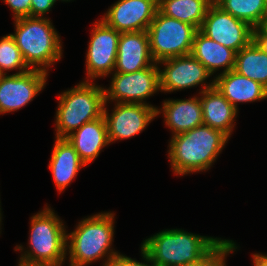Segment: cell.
Instances as JSON below:
<instances>
[{
  "label": "cell",
  "instance_id": "6da1fadb",
  "mask_svg": "<svg viewBox=\"0 0 267 266\" xmlns=\"http://www.w3.org/2000/svg\"><path fill=\"white\" fill-rule=\"evenodd\" d=\"M228 139L222 131L207 125L173 136L168 154L174 173L185 175L208 170Z\"/></svg>",
  "mask_w": 267,
  "mask_h": 266
},
{
  "label": "cell",
  "instance_id": "7a4b0ae2",
  "mask_svg": "<svg viewBox=\"0 0 267 266\" xmlns=\"http://www.w3.org/2000/svg\"><path fill=\"white\" fill-rule=\"evenodd\" d=\"M221 241L182 229H166L145 239L141 248L154 266H188L200 262Z\"/></svg>",
  "mask_w": 267,
  "mask_h": 266
},
{
  "label": "cell",
  "instance_id": "3957f363",
  "mask_svg": "<svg viewBox=\"0 0 267 266\" xmlns=\"http://www.w3.org/2000/svg\"><path fill=\"white\" fill-rule=\"evenodd\" d=\"M14 21L16 28L11 36L27 66L47 73V68L62 56L60 36L51 21L46 17H23Z\"/></svg>",
  "mask_w": 267,
  "mask_h": 266
},
{
  "label": "cell",
  "instance_id": "277c9868",
  "mask_svg": "<svg viewBox=\"0 0 267 266\" xmlns=\"http://www.w3.org/2000/svg\"><path fill=\"white\" fill-rule=\"evenodd\" d=\"M113 223L114 213L111 212L95 214L80 221L76 230L67 234L66 248H69L70 266H86L106 256L105 266L117 255L118 252L111 249Z\"/></svg>",
  "mask_w": 267,
  "mask_h": 266
},
{
  "label": "cell",
  "instance_id": "5b68a950",
  "mask_svg": "<svg viewBox=\"0 0 267 266\" xmlns=\"http://www.w3.org/2000/svg\"><path fill=\"white\" fill-rule=\"evenodd\" d=\"M89 80L59 95L56 112V138H66L83 124L103 116L104 88Z\"/></svg>",
  "mask_w": 267,
  "mask_h": 266
},
{
  "label": "cell",
  "instance_id": "8992f818",
  "mask_svg": "<svg viewBox=\"0 0 267 266\" xmlns=\"http://www.w3.org/2000/svg\"><path fill=\"white\" fill-rule=\"evenodd\" d=\"M30 250L20 260L33 264L61 266L67 254L65 225L49 207L31 217Z\"/></svg>",
  "mask_w": 267,
  "mask_h": 266
},
{
  "label": "cell",
  "instance_id": "52a82bcc",
  "mask_svg": "<svg viewBox=\"0 0 267 266\" xmlns=\"http://www.w3.org/2000/svg\"><path fill=\"white\" fill-rule=\"evenodd\" d=\"M198 29L190 24L168 17L157 10L147 29L153 60L189 55Z\"/></svg>",
  "mask_w": 267,
  "mask_h": 266
},
{
  "label": "cell",
  "instance_id": "ba28073f",
  "mask_svg": "<svg viewBox=\"0 0 267 266\" xmlns=\"http://www.w3.org/2000/svg\"><path fill=\"white\" fill-rule=\"evenodd\" d=\"M157 65L133 73L114 72L110 87L104 88L105 104L109 100L147 104L143 100L160 90V68Z\"/></svg>",
  "mask_w": 267,
  "mask_h": 266
},
{
  "label": "cell",
  "instance_id": "9c48e42d",
  "mask_svg": "<svg viewBox=\"0 0 267 266\" xmlns=\"http://www.w3.org/2000/svg\"><path fill=\"white\" fill-rule=\"evenodd\" d=\"M253 30L246 22L235 18L213 2L199 31L236 53L253 41Z\"/></svg>",
  "mask_w": 267,
  "mask_h": 266
},
{
  "label": "cell",
  "instance_id": "30bf717a",
  "mask_svg": "<svg viewBox=\"0 0 267 266\" xmlns=\"http://www.w3.org/2000/svg\"><path fill=\"white\" fill-rule=\"evenodd\" d=\"M160 109L149 104L116 103L109 114L104 106L103 116L107 125L109 142L131 138L143 131Z\"/></svg>",
  "mask_w": 267,
  "mask_h": 266
},
{
  "label": "cell",
  "instance_id": "8fae6325",
  "mask_svg": "<svg viewBox=\"0 0 267 266\" xmlns=\"http://www.w3.org/2000/svg\"><path fill=\"white\" fill-rule=\"evenodd\" d=\"M86 54L87 77H106L115 70L120 32L102 20L94 23Z\"/></svg>",
  "mask_w": 267,
  "mask_h": 266
},
{
  "label": "cell",
  "instance_id": "7c38bea8",
  "mask_svg": "<svg viewBox=\"0 0 267 266\" xmlns=\"http://www.w3.org/2000/svg\"><path fill=\"white\" fill-rule=\"evenodd\" d=\"M47 73L29 70L26 73L2 75L0 78V114L26 106L45 87Z\"/></svg>",
  "mask_w": 267,
  "mask_h": 266
},
{
  "label": "cell",
  "instance_id": "4fadbf2b",
  "mask_svg": "<svg viewBox=\"0 0 267 266\" xmlns=\"http://www.w3.org/2000/svg\"><path fill=\"white\" fill-rule=\"evenodd\" d=\"M158 10V0H118L101 19L120 33L147 31Z\"/></svg>",
  "mask_w": 267,
  "mask_h": 266
},
{
  "label": "cell",
  "instance_id": "5bb4252c",
  "mask_svg": "<svg viewBox=\"0 0 267 266\" xmlns=\"http://www.w3.org/2000/svg\"><path fill=\"white\" fill-rule=\"evenodd\" d=\"M157 64H165L164 69L159 70V80L160 91L166 93L207 83L205 80L212 75L191 54L168 58Z\"/></svg>",
  "mask_w": 267,
  "mask_h": 266
},
{
  "label": "cell",
  "instance_id": "9a60e30c",
  "mask_svg": "<svg viewBox=\"0 0 267 266\" xmlns=\"http://www.w3.org/2000/svg\"><path fill=\"white\" fill-rule=\"evenodd\" d=\"M147 31L120 33L115 72L133 73L154 65Z\"/></svg>",
  "mask_w": 267,
  "mask_h": 266
},
{
  "label": "cell",
  "instance_id": "2e32d148",
  "mask_svg": "<svg viewBox=\"0 0 267 266\" xmlns=\"http://www.w3.org/2000/svg\"><path fill=\"white\" fill-rule=\"evenodd\" d=\"M200 92L203 113V125L218 129L229 138L233 131L236 109L214 86V80L210 84H204Z\"/></svg>",
  "mask_w": 267,
  "mask_h": 266
},
{
  "label": "cell",
  "instance_id": "e0dca14e",
  "mask_svg": "<svg viewBox=\"0 0 267 266\" xmlns=\"http://www.w3.org/2000/svg\"><path fill=\"white\" fill-rule=\"evenodd\" d=\"M214 86L236 108L238 102H254L267 98V89L235 70L221 73L214 79Z\"/></svg>",
  "mask_w": 267,
  "mask_h": 266
},
{
  "label": "cell",
  "instance_id": "ac0fdd59",
  "mask_svg": "<svg viewBox=\"0 0 267 266\" xmlns=\"http://www.w3.org/2000/svg\"><path fill=\"white\" fill-rule=\"evenodd\" d=\"M66 138L86 165L94 161L102 148L110 143L104 116L83 124Z\"/></svg>",
  "mask_w": 267,
  "mask_h": 266
},
{
  "label": "cell",
  "instance_id": "d6986e66",
  "mask_svg": "<svg viewBox=\"0 0 267 266\" xmlns=\"http://www.w3.org/2000/svg\"><path fill=\"white\" fill-rule=\"evenodd\" d=\"M165 117L166 125L172 130V136L187 132L195 127L203 125V113L201 99L164 100L160 108Z\"/></svg>",
  "mask_w": 267,
  "mask_h": 266
},
{
  "label": "cell",
  "instance_id": "ffe728a7",
  "mask_svg": "<svg viewBox=\"0 0 267 266\" xmlns=\"http://www.w3.org/2000/svg\"><path fill=\"white\" fill-rule=\"evenodd\" d=\"M85 166L67 138H56L49 169L60 193L73 181L79 169Z\"/></svg>",
  "mask_w": 267,
  "mask_h": 266
},
{
  "label": "cell",
  "instance_id": "44dd1931",
  "mask_svg": "<svg viewBox=\"0 0 267 266\" xmlns=\"http://www.w3.org/2000/svg\"><path fill=\"white\" fill-rule=\"evenodd\" d=\"M190 54L200 61L211 74L222 67H224L222 73L235 68L236 52L209 39L199 30L195 34Z\"/></svg>",
  "mask_w": 267,
  "mask_h": 266
},
{
  "label": "cell",
  "instance_id": "7402d4cb",
  "mask_svg": "<svg viewBox=\"0 0 267 266\" xmlns=\"http://www.w3.org/2000/svg\"><path fill=\"white\" fill-rule=\"evenodd\" d=\"M214 0H158V10L198 30Z\"/></svg>",
  "mask_w": 267,
  "mask_h": 266
},
{
  "label": "cell",
  "instance_id": "603a6c76",
  "mask_svg": "<svg viewBox=\"0 0 267 266\" xmlns=\"http://www.w3.org/2000/svg\"><path fill=\"white\" fill-rule=\"evenodd\" d=\"M234 70L267 89V53L254 41L236 53Z\"/></svg>",
  "mask_w": 267,
  "mask_h": 266
},
{
  "label": "cell",
  "instance_id": "cb8c5ba5",
  "mask_svg": "<svg viewBox=\"0 0 267 266\" xmlns=\"http://www.w3.org/2000/svg\"><path fill=\"white\" fill-rule=\"evenodd\" d=\"M224 11L257 28L267 13V0H214Z\"/></svg>",
  "mask_w": 267,
  "mask_h": 266
},
{
  "label": "cell",
  "instance_id": "d4e9b609",
  "mask_svg": "<svg viewBox=\"0 0 267 266\" xmlns=\"http://www.w3.org/2000/svg\"><path fill=\"white\" fill-rule=\"evenodd\" d=\"M13 69H19V72L15 74L26 73L31 70L27 66L14 38L9 34L0 39V72L5 75L7 74L5 71Z\"/></svg>",
  "mask_w": 267,
  "mask_h": 266
},
{
  "label": "cell",
  "instance_id": "484cf974",
  "mask_svg": "<svg viewBox=\"0 0 267 266\" xmlns=\"http://www.w3.org/2000/svg\"><path fill=\"white\" fill-rule=\"evenodd\" d=\"M236 244L232 240H222L205 258L196 264L188 266H226V255L236 250Z\"/></svg>",
  "mask_w": 267,
  "mask_h": 266
},
{
  "label": "cell",
  "instance_id": "4316f807",
  "mask_svg": "<svg viewBox=\"0 0 267 266\" xmlns=\"http://www.w3.org/2000/svg\"><path fill=\"white\" fill-rule=\"evenodd\" d=\"M141 254L143 256V259H145V261H147L148 263L150 262L151 265L146 263H140L134 259H131L130 257L118 253L105 266H154L148 254L142 248Z\"/></svg>",
  "mask_w": 267,
  "mask_h": 266
},
{
  "label": "cell",
  "instance_id": "83f0119b",
  "mask_svg": "<svg viewBox=\"0 0 267 266\" xmlns=\"http://www.w3.org/2000/svg\"><path fill=\"white\" fill-rule=\"evenodd\" d=\"M14 12V19L31 17V0H3Z\"/></svg>",
  "mask_w": 267,
  "mask_h": 266
},
{
  "label": "cell",
  "instance_id": "f1b7e54d",
  "mask_svg": "<svg viewBox=\"0 0 267 266\" xmlns=\"http://www.w3.org/2000/svg\"><path fill=\"white\" fill-rule=\"evenodd\" d=\"M57 0H31V17L43 18Z\"/></svg>",
  "mask_w": 267,
  "mask_h": 266
},
{
  "label": "cell",
  "instance_id": "f546056e",
  "mask_svg": "<svg viewBox=\"0 0 267 266\" xmlns=\"http://www.w3.org/2000/svg\"><path fill=\"white\" fill-rule=\"evenodd\" d=\"M253 41L267 53V32L260 26L253 30Z\"/></svg>",
  "mask_w": 267,
  "mask_h": 266
},
{
  "label": "cell",
  "instance_id": "4dcf8cb0",
  "mask_svg": "<svg viewBox=\"0 0 267 266\" xmlns=\"http://www.w3.org/2000/svg\"><path fill=\"white\" fill-rule=\"evenodd\" d=\"M254 266H267V255L253 254Z\"/></svg>",
  "mask_w": 267,
  "mask_h": 266
},
{
  "label": "cell",
  "instance_id": "1f68e13d",
  "mask_svg": "<svg viewBox=\"0 0 267 266\" xmlns=\"http://www.w3.org/2000/svg\"><path fill=\"white\" fill-rule=\"evenodd\" d=\"M18 266H56L51 264H33L19 260Z\"/></svg>",
  "mask_w": 267,
  "mask_h": 266
},
{
  "label": "cell",
  "instance_id": "d6a6232c",
  "mask_svg": "<svg viewBox=\"0 0 267 266\" xmlns=\"http://www.w3.org/2000/svg\"><path fill=\"white\" fill-rule=\"evenodd\" d=\"M260 27L265 31L267 32V13L263 19V22L261 23Z\"/></svg>",
  "mask_w": 267,
  "mask_h": 266
},
{
  "label": "cell",
  "instance_id": "836d02e7",
  "mask_svg": "<svg viewBox=\"0 0 267 266\" xmlns=\"http://www.w3.org/2000/svg\"><path fill=\"white\" fill-rule=\"evenodd\" d=\"M1 218H2V217H1V208H0V222H1ZM0 225H1V223H0ZM0 230H1V229H0Z\"/></svg>",
  "mask_w": 267,
  "mask_h": 266
}]
</instances>
